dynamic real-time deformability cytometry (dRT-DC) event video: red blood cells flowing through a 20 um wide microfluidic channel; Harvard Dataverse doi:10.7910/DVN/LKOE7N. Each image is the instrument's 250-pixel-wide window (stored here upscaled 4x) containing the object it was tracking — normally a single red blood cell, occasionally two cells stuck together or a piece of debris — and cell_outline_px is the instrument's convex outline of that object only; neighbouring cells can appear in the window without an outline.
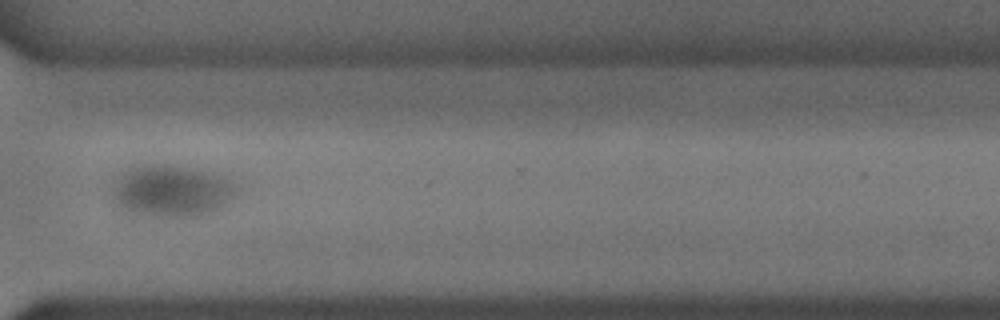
{"species": "common noctule bat (a hibernating species)", "species_latin": "Nyctalus noctula", "temperature_condition": "cold", "stored_images_in_passage": 47, "camera_frame_rate_fps": 3000, "um_per_image_px": 0.085, "animal": {"sex": "male", "body_mass_g": 18.8}, "frame": {"image": 1, "passage_image": 34, "time_ms": 11.0, "image_size_px": [1000, 320], "cell_outline_px": [[240, 188], [220, 208], [196, 216], [144, 216], [124, 212], [112, 200], [116, 184], [132, 168], [140, 164], [172, 164], [212, 172], [224, 176], [232, 180]], "centroid_in_image_um": [14.62, 16.23], "position_along_channel_um": 356.0, "area_um2": 37.34}}
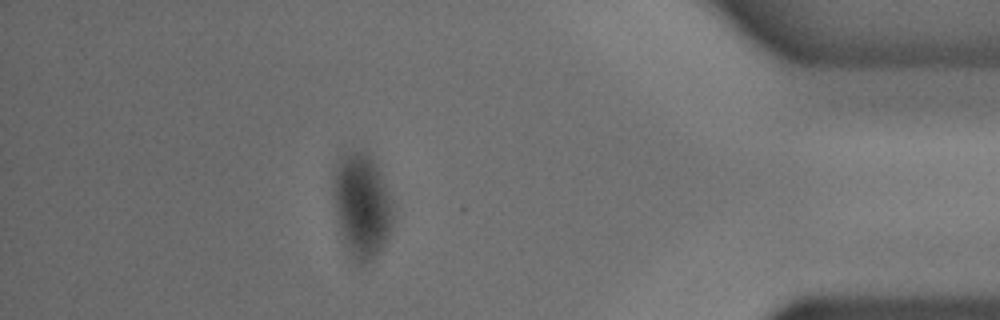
{"frame": {"image": 2, "passage_image": 41, "time_ms": 13.333, "image_size_px": [1000, 320], "cell_outline_px": [[396, 216], [392, 228], [384, 244], [372, 260], [360, 264], [352, 260], [344, 244], [336, 212], [332, 188], [332, 180], [336, 160], [344, 152], [364, 148], [368, 148], [380, 172], [392, 200]], "centroid_in_image_um": [30.76, 17.39], "position_along_channel_um": 404.4, "area_um2": 37.4}}